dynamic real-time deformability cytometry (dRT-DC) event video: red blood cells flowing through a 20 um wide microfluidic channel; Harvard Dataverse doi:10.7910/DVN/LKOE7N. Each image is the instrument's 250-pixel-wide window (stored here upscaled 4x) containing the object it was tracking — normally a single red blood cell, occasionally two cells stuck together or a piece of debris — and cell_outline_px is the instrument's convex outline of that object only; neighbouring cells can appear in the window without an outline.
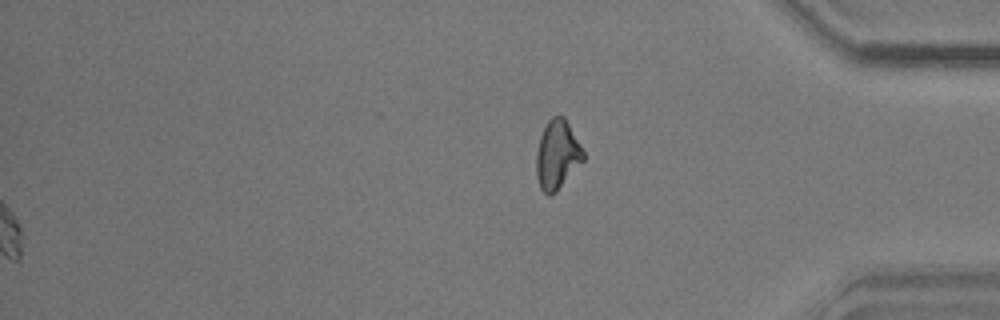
{"species": "common noctule bat (a hibernating species)", "species_latin": "Nyctalus noctula", "temperature_condition": "warm", "stored_images_in_passage": 57, "segment_of_instrument_passage": [2, 2], "camera_frame_rate_fps": 3000, "um_per_image_px": 0.085, "animal": {"sex": "male", "body_mass_g": 17.9}, "frame": {"image": 1, "passage_image": 57, "time_ms": 18.667, "image_size_px": [1000, 320], "cell_outline_px": [[584, 160], [556, 192], [552, 196], [548, 196], [540, 188], [536, 176], [536, 152], [540, 136], [548, 120], [552, 116], [564, 116], [580, 144], [584, 152]], "centroid_in_image_um": [47.35, 13.17], "position_along_channel_um": 387.9, "area_um2": 18.9}}